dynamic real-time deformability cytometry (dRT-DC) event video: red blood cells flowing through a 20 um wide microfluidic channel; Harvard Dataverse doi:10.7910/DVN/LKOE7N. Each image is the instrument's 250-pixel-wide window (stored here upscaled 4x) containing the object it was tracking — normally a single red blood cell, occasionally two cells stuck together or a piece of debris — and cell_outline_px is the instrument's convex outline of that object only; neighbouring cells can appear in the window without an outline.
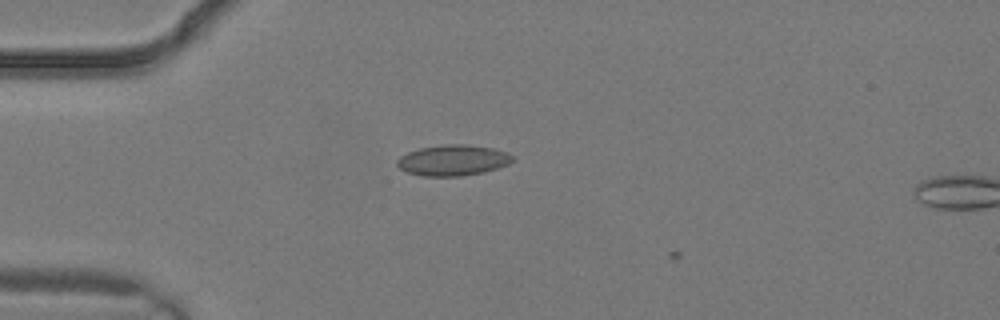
{"species": "common noctule bat (a hibernating species)", "species_latin": "Nyctalus noctula", "temperature_condition": "warm", "stored_images_in_passage": 3, "camera_frame_rate_fps": 3000, "um_per_image_px": 0.085, "animal": {"sex": "male", "body_mass_g": 19.2, "forearm_length_mm": 51.8}, "frame": {"image": 1, "passage_image": 1, "time_ms": 0.0, "image_size_px": [1000, 320], "cell_outline_px": [[516, 160], [508, 164], [484, 172], [460, 176], [424, 176], [408, 172], [400, 168], [396, 164], [396, 160], [400, 156], [408, 152], [420, 148], [444, 144], [468, 144], [492, 148], [504, 152], [512, 156]], "centroid_in_image_um": [38.49, 13.62], "position_along_channel_um": 46.5, "area_um2": 20.63}}